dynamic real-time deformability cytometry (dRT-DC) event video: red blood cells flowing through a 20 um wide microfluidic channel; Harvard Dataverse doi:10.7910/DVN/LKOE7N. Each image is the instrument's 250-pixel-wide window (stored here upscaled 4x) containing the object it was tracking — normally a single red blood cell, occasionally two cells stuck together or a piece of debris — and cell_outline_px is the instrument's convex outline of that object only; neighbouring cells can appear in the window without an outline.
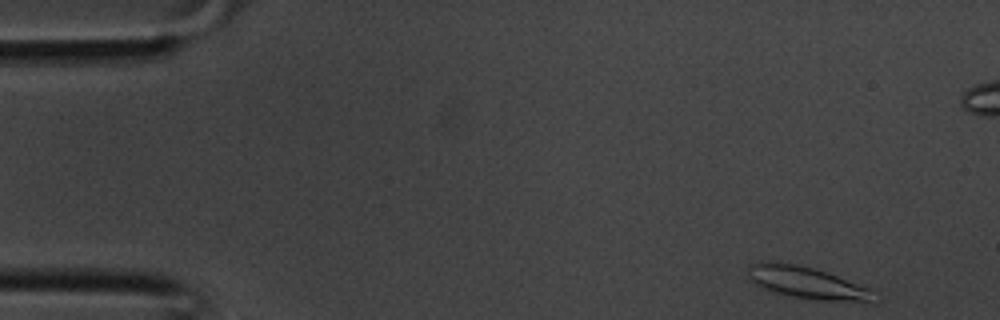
{"species": "common noctule bat (a hibernating species)", "species_latin": "Nyctalus noctula", "temperature_condition": "room temperature", "stored_images_in_passage": 36, "camera_frame_rate_fps": 3000, "um_per_image_px": 0.085, "animal": {"sex": "male", "body_mass_g": 20.1, "forearm_length_mm": 53.5}, "frame": {"image": 1, "passage_image": 1, "time_ms": 0.0, "image_size_px": [1000, 320], "cell_outline_px": [[880, 292], [872, 300], [816, 300], [792, 296], [760, 288], [748, 280], [748, 264], [760, 260], [768, 260], [796, 264], [812, 268], [872, 288]], "centroid_in_image_um": [68.5, 23.99], "position_along_channel_um": 16.5, "area_um2": 23.52}}
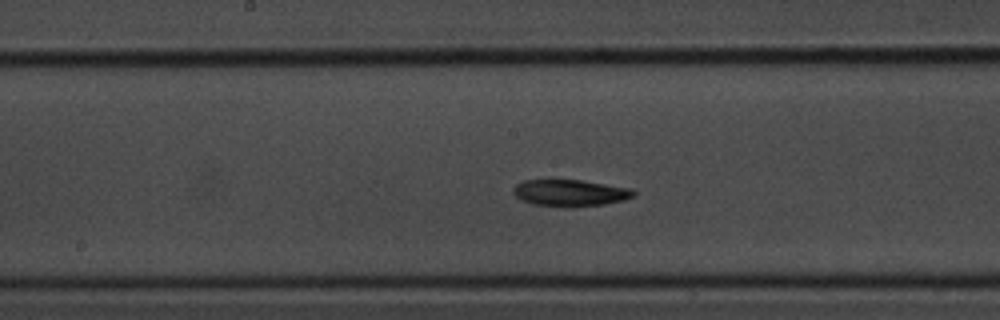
{"frame": {"image": 2, "passage_image": 17, "time_ms": 5.333, "image_size_px": [1000, 320], "cell_outline_px": [[636, 196], [624, 200], [604, 204], [572, 208], [532, 204], [520, 200], [512, 192], [512, 188], [516, 184], [524, 180], [580, 180], [632, 188], [636, 192]], "centroid_in_image_um": [48.46, 16.41], "position_along_channel_um": 199.7, "area_um2": 19.02}}
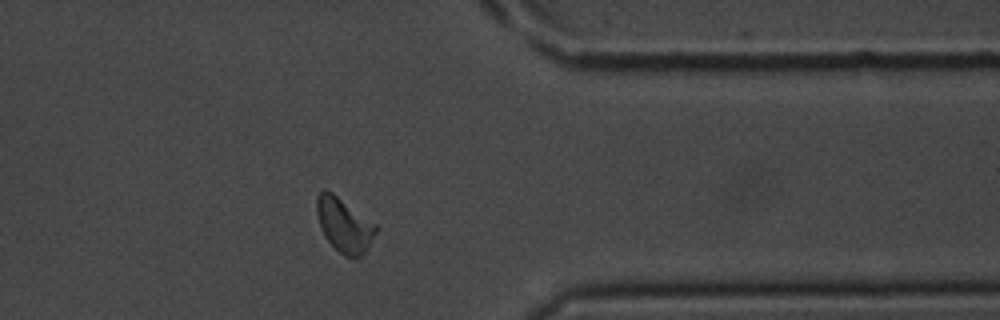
{"frame": {"image": 3, "passage_image": 28, "time_ms": 9.0, "image_size_px": [1000, 320], "cell_outline_px": [[376, 232], [368, 248], [360, 256], [344, 256], [324, 236], [320, 228], [316, 212], [316, 196], [324, 188], [332, 192], [376, 224]], "centroid_in_image_um": [29.22, 19.09], "position_along_channel_um": 382.2, "area_um2": 18.44}}